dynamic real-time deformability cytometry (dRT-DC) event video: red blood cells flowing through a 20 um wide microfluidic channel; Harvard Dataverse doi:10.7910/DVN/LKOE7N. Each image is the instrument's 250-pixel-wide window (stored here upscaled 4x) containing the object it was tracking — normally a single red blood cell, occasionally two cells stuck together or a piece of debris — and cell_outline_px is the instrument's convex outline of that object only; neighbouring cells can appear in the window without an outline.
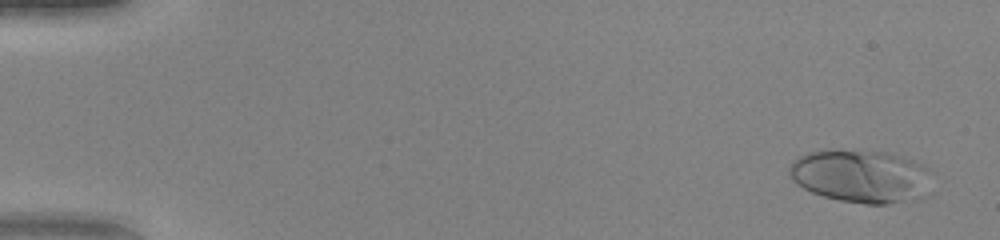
{"species": "human", "species_latin": "Homo sapiens", "temperature_condition": "warm", "stored_images_in_passage": 51, "camera_frame_rate_fps": 3000, "um_per_image_px": 0.085, "donor": {"sex": "female"}, "frame": {"image": 1, "passage_image": 3, "time_ms": 0.667, "image_size_px": [1000, 240], "cell_outline_px": [[932, 196], [920, 200], [888, 204], [864, 204], [840, 200], [824, 196], [812, 192], [796, 184], [792, 180], [788, 172], [788, 168], [792, 160], [808, 152], [892, 152], [904, 156], [924, 164], [928, 168], [932, 192]], "centroid_in_image_um": [73.3, 15.03], "position_along_channel_um": 11.7, "area_um2": 44.56}}
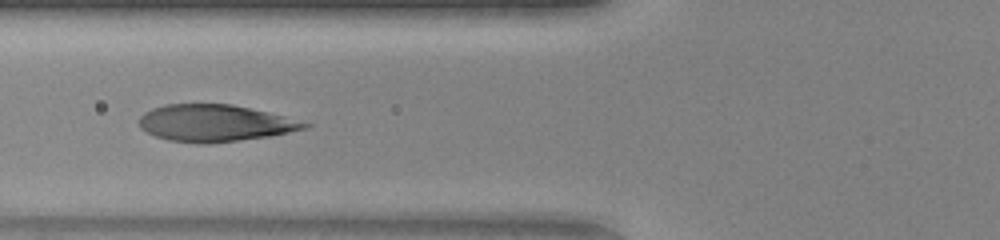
{"frame": {"image": 2, "passage_image": 21, "time_ms": 6.667, "image_size_px": [1000, 240], "cell_outline_px": [[312, 124], [308, 128], [268, 136], [208, 144], [204, 144], [168, 140], [156, 136], [140, 128], [140, 116], [144, 112], [152, 108], [164, 104], [232, 104], [268, 112], [284, 116]], "centroid_in_image_um": [18.25, 10.46], "position_along_channel_um": 107.6, "area_um2": 35.32}}
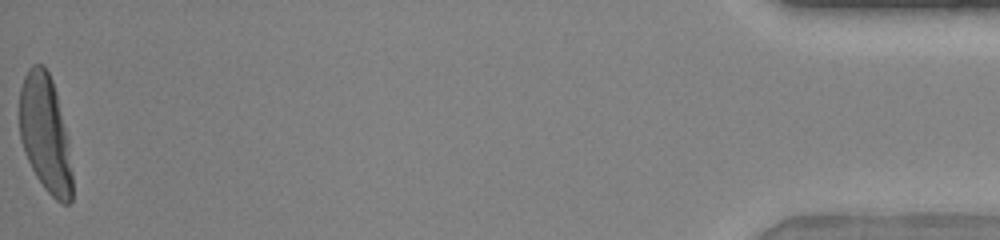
{"frame": {"image": 3, "passage_image": 51, "time_ms": 16.667, "image_size_px": [1000, 240], "cell_outline_px": [[72, 200], [68, 204], [60, 204], [44, 188], [36, 176], [24, 152], [20, 140], [20, 88], [24, 76], [28, 68], [32, 64], [44, 64], [52, 80], [56, 92], [68, 140], [72, 172]], "centroid_in_image_um": [3.85, 11.37], "position_along_channel_um": 431.4, "area_um2": 36.13}}